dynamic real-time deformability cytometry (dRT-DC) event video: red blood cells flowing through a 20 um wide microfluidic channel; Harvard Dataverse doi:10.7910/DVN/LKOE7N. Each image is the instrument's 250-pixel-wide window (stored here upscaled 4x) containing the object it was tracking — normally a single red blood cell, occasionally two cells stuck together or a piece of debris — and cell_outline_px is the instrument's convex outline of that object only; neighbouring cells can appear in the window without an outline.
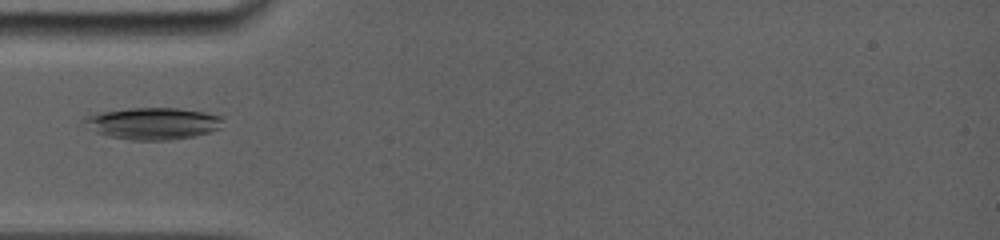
{"species": "common noctule bat (a hibernating species)", "species_latin": "Nyctalus noctula", "temperature_condition": "room temperature", "stored_images_in_passage": 8, "camera_frame_rate_fps": 5000, "um_per_image_px": 0.085, "animal": {"sex": "female", "body_mass_g": 19.0, "forearm_length_mm": 56.7}, "frame": {"image": 1, "passage_image": 4, "time_ms": 3.6, "image_size_px": [1000, 240], "cell_outline_px": [[224, 120], [220, 128], [196, 136], [168, 140], [132, 140], [108, 136], [96, 132], [80, 120], [84, 116], [96, 112], [132, 108], [176, 108], [204, 112], [224, 116]], "centroid_in_image_um": [12.99, 10.48], "position_along_channel_um": 72.0, "area_um2": 25.95}}
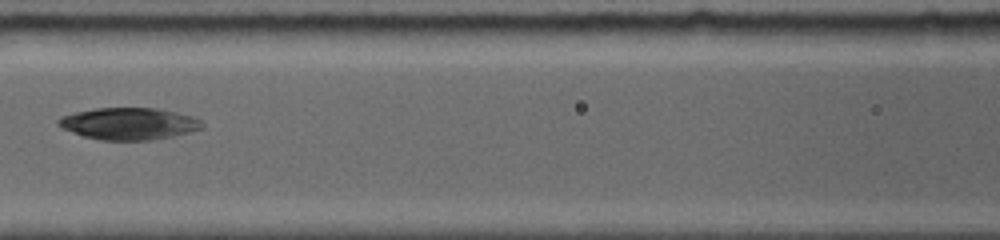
{"frame": {"image": 2, "passage_image": 6, "time_ms": 5.8, "image_size_px": [1000, 240], "cell_outline_px": [[204, 128], [172, 136], [152, 140], [100, 140], [84, 136], [60, 128], [56, 124], [56, 120], [60, 116], [76, 112], [96, 108], [156, 108], [176, 112], [192, 116], [200, 120], [204, 124]], "centroid_in_image_um": [10.93, 10.51], "position_along_channel_um": 155.7, "area_um2": 26.82}}
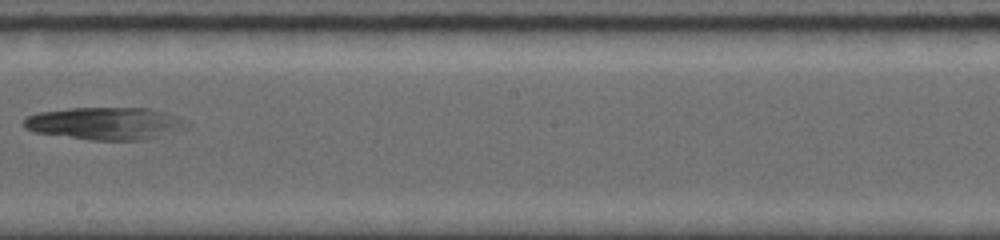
{"frame": {"image": 3, "passage_image": 8, "time_ms": 8.0, "image_size_px": [1000, 240], "cell_outline_px": [[192, 124], [188, 128], [144, 140], [88, 140], [32, 132], [24, 128], [20, 124], [28, 116], [36, 112], [68, 108], [148, 108], [164, 112], [188, 120]], "centroid_in_image_um": [8.93, 10.49], "position_along_channel_um": 239.3, "area_um2": 31.33}}